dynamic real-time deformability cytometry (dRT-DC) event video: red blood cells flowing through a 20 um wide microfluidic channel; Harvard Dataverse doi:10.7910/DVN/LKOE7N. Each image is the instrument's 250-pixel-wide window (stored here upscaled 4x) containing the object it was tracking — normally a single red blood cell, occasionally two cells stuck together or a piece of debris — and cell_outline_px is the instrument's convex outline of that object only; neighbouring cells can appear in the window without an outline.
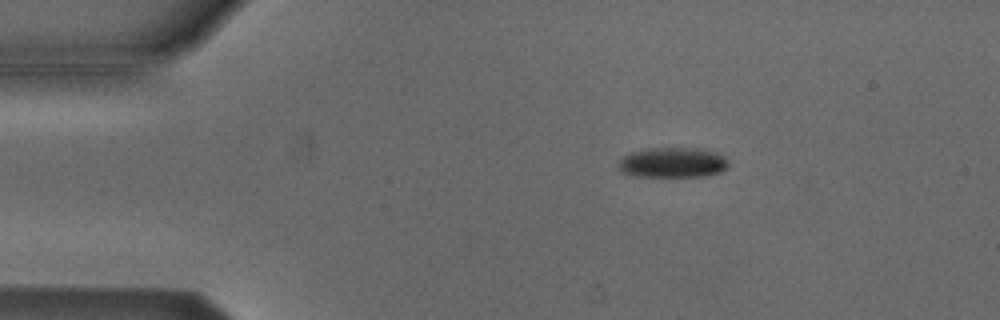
{"species": "Egyptian fruit bat (a non-hibernating species)", "species_latin": "Rousettus aegyptiacus", "temperature_condition": "cold", "stored_images_in_passage": 8, "camera_frame_rate_fps": 3000, "um_per_image_px": 0.085, "animal": {"sex": "male"}, "frame": {"image": 1, "passage_image": 2, "time_ms": 0.333, "image_size_px": [1000, 320], "cell_outline_px": [[728, 168], [720, 172], [708, 176], [632, 176], [620, 172], [616, 168], [616, 164], [624, 156], [632, 152], [648, 148], [700, 148], [716, 152], [724, 156], [728, 160]], "centroid_in_image_um": [57.16, 13.82], "position_along_channel_um": 27.8, "area_um2": 19.65}}
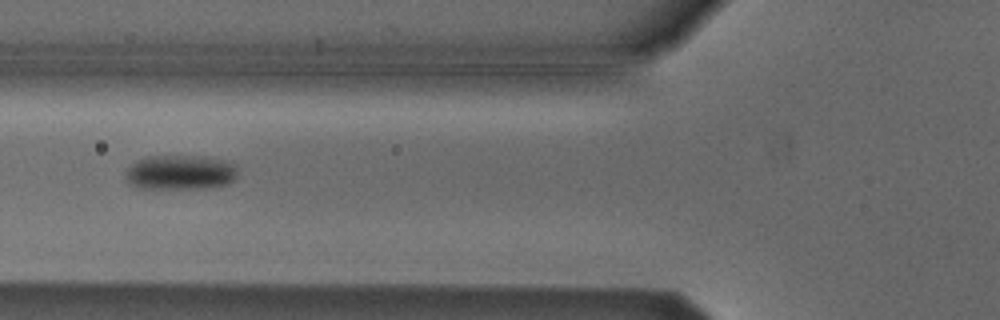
{"frame": {"image": 2, "passage_image": 5, "time_ms": 1.333, "image_size_px": [1000, 320], "cell_outline_px": [[236, 176], [228, 184], [212, 188], [140, 188], [132, 184], [128, 180], [128, 168], [132, 164], [148, 156], [208, 156], [224, 160], [236, 164]], "centroid_in_image_um": [15.41, 14.65], "position_along_channel_um": 110.4, "area_um2": 22.48}}
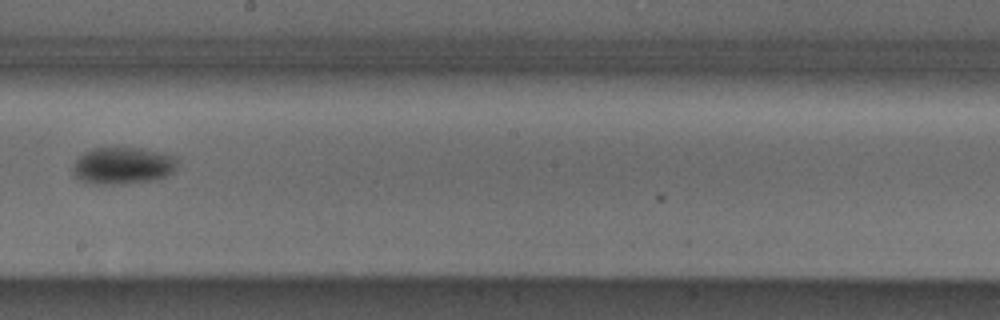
{"frame": {"image": 3, "passage_image": 8, "time_ms": 2.333, "image_size_px": [1000, 320], "cell_outline_px": [[176, 168], [168, 176], [156, 180], [124, 184], [92, 184], [76, 180], [72, 176], [72, 164], [84, 152], [92, 148], [144, 148], [176, 156]], "centroid_in_image_um": [10.4, 14.1], "position_along_channel_um": 237.8, "area_um2": 23.06}}